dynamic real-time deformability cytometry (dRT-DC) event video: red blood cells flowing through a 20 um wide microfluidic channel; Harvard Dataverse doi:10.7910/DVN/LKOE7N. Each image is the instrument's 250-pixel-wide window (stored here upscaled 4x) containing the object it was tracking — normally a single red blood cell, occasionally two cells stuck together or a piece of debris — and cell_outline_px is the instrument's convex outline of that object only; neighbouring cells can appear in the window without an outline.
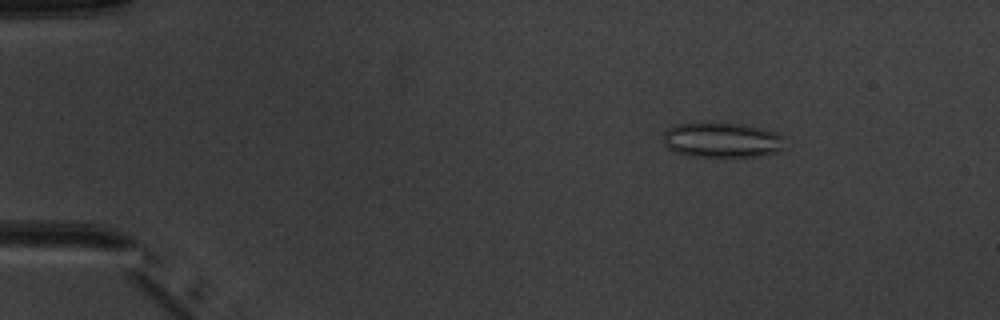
{"species": "common noctule bat (a hibernating species)", "species_latin": "Nyctalus noctula", "temperature_condition": "warm", "stored_images_in_passage": 4, "camera_frame_rate_fps": 3000, "um_per_image_px": 0.085, "animal": {"sex": "male", "body_mass_g": 20.1, "forearm_length_mm": 53.5}, "frame": {"image": 1, "passage_image": 2, "time_ms": 1.0, "image_size_px": [1000, 320], "cell_outline_px": [[788, 148], [780, 152], [764, 156], [692, 156], [676, 152], [668, 148], [664, 144], [664, 132], [668, 128], [676, 124], [744, 124], [764, 128], [776, 132], [784, 136]], "centroid_in_image_um": [61.5, 11.92], "position_along_channel_um": 23.5, "area_um2": 25.03}}